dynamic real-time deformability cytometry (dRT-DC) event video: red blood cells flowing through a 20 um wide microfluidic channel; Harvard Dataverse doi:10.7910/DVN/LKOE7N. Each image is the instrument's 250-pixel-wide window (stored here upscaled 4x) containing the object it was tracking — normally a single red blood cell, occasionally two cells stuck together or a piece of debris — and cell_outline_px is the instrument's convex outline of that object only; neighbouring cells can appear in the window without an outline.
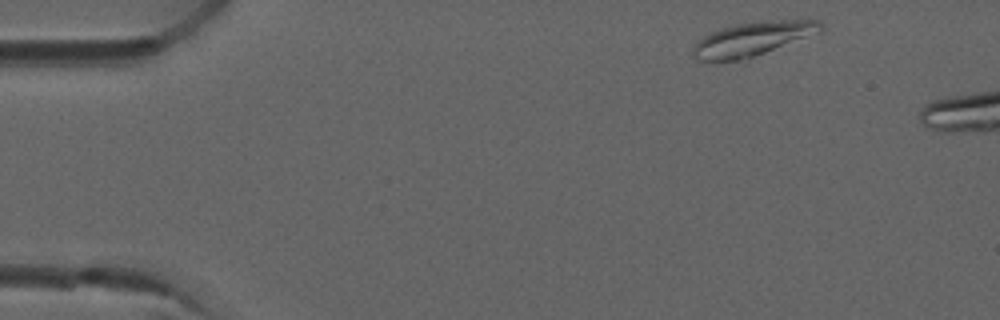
{"species": "common noctule bat (a hibernating species)", "species_latin": "Nyctalus noctula", "temperature_condition": "room temperature", "stored_images_in_passage": 3, "camera_frame_rate_fps": 3000, "um_per_image_px": 0.085, "animal": {"sex": "male", "forearm_length_mm": 52.5}, "frame": {"image": 1, "passage_image": 1, "time_ms": 0.0, "image_size_px": [1000, 320], "cell_outline_px": [[824, 28], [820, 32], [764, 52], [740, 60], [696, 60], [692, 56], [692, 48], [704, 36], [712, 32], [736, 24], [776, 20], [820, 20], [824, 24]], "centroid_in_image_um": [63.98, 3.3], "position_along_channel_um": 21.0, "area_um2": 24.51}}